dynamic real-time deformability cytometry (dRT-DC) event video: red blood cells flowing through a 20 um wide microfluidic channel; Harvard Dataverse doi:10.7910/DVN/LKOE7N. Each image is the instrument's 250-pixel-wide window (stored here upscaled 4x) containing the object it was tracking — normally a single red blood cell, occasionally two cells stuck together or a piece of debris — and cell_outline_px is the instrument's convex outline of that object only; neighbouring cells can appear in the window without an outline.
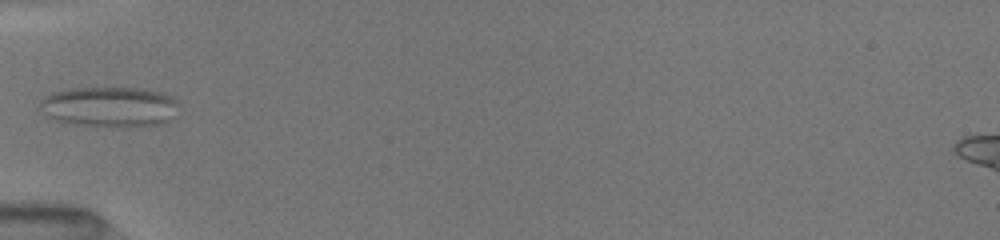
{"species": "common noctule bat (a hibernating species)", "species_latin": "Nyctalus noctula", "temperature_condition": "room temperature", "stored_images_in_passage": 15, "camera_frame_rate_fps": 3000, "um_per_image_px": 0.085, "animal": {"sex": "female", "body_mass_g": 19.5, "forearm_length_mm": 54.1}, "frame": {"image": 1, "passage_image": 1, "time_ms": 0.0, "image_size_px": [1000, 240], "cell_outline_px": [[168, 100], [160, 124], [128, 128], [96, 128], [72, 124], [56, 120], [40, 104], [52, 92], [72, 88], [140, 88], [156, 92], [164, 96]], "centroid_in_image_um": [9.07, 9.11], "position_along_channel_um": 75.9, "area_um2": 30.69}}
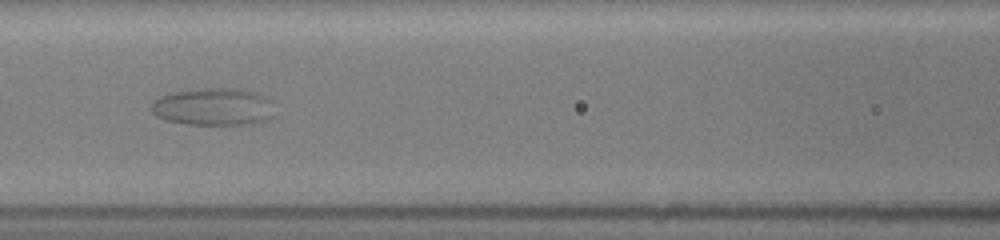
{"frame": {"image": 2, "passage_image": 8, "time_ms": 2.0, "image_size_px": [1000, 240], "cell_outline_px": [[256, 96], [252, 120], [240, 124], [188, 124], [168, 120], [152, 112], [152, 104], [160, 96], [172, 92], [192, 88], [236, 88], [252, 92]], "centroid_in_image_um": [17.57, 9.02], "position_along_channel_um": 149.0, "area_um2": 23.29}}
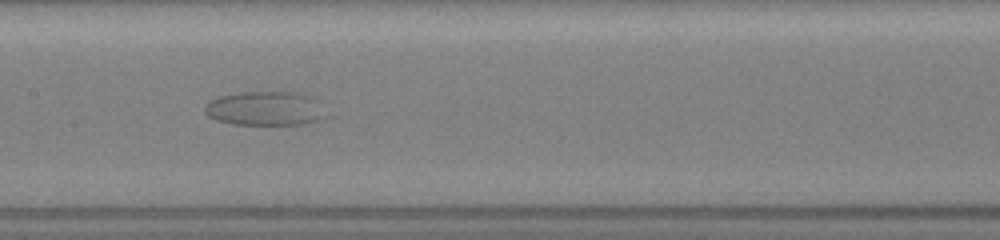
{"frame": {"image": 3, "passage_image": 14, "time_ms": 3.0, "image_size_px": [1000, 240], "cell_outline_px": [[316, 120], [300, 124], [236, 124], [220, 120], [212, 116], [208, 112], [208, 104], [212, 100], [220, 96], [240, 92], [280, 88], [300, 92], [308, 96]], "centroid_in_image_um": [22.37, 9.14], "position_along_channel_um": 185.0, "area_um2": 22.77}}